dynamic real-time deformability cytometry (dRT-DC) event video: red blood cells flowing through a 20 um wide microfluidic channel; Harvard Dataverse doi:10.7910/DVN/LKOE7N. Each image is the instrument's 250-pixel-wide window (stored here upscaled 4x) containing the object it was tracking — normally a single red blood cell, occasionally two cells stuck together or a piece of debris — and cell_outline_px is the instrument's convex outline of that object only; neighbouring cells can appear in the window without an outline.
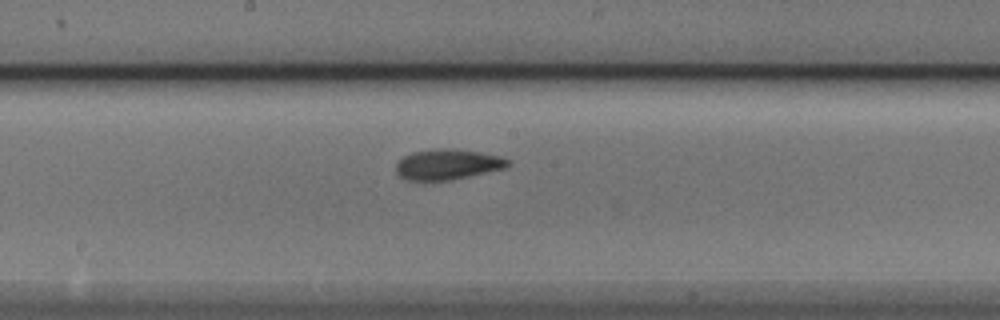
{"species": "Egyptian fruit bat (a non-hibernating species)", "species_latin": "Rousettus aegyptiacus", "temperature_condition": "cold", "stored_images_in_passage": 8, "camera_frame_rate_fps": 3000, "um_per_image_px": 0.085, "animal": {"sex": "male"}, "frame": {"image": 1, "passage_image": 8, "time_ms": 9.0, "image_size_px": [1000, 320], "cell_outline_px": [[512, 164], [508, 168], [452, 180], [408, 180], [400, 176], [396, 172], [396, 164], [404, 156], [412, 152], [444, 148], [452, 148], [480, 152], [504, 156], [512, 160]], "centroid_in_image_um": [38.15, 13.97], "position_along_channel_um": 210.0, "area_um2": 20.17}}